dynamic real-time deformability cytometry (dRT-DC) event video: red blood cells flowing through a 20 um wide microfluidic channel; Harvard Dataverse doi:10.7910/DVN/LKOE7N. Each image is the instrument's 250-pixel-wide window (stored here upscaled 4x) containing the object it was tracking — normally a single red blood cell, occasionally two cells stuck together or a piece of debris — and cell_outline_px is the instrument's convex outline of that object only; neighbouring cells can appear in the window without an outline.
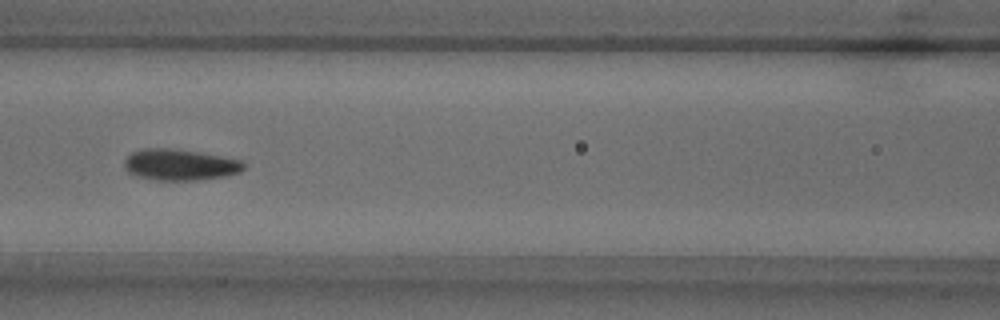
{"species": "common noctule bat (a hibernating species)", "species_latin": "Nyctalus noctula", "temperature_condition": "warm", "stored_images_in_passage": 52, "camera_frame_rate_fps": 3000, "um_per_image_px": 0.085, "animal": {"sex": "male", "body_mass_g": 18.8}, "frame": {"image": 1, "passage_image": 22, "time_ms": 7.0, "image_size_px": [1000, 320], "cell_outline_px": [[244, 168], [240, 172], [224, 176], [196, 180], [156, 180], [136, 176], [128, 172], [124, 168], [124, 160], [132, 152], [144, 148], [176, 148], [200, 152], [240, 160], [244, 164]], "centroid_in_image_um": [15.25, 13.99], "position_along_channel_um": 151.3, "area_um2": 21.73}}
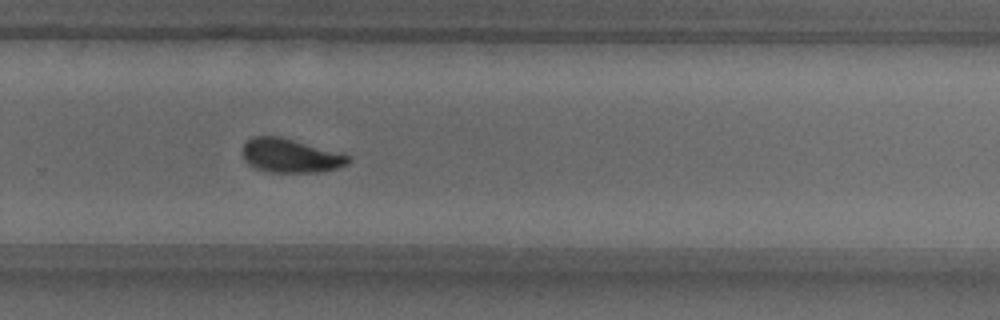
{"frame": {"image": 2, "passage_image": 34, "time_ms": 11.0, "image_size_px": [1000, 320], "cell_outline_px": [[352, 160], [348, 164], [336, 168], [320, 172], [268, 172], [256, 168], [248, 164], [244, 160], [240, 152], [240, 148], [252, 136], [280, 136], [340, 152], [352, 156]], "centroid_in_image_um": [24.68, 13.22], "position_along_channel_um": 305.1, "area_um2": 21.27}}
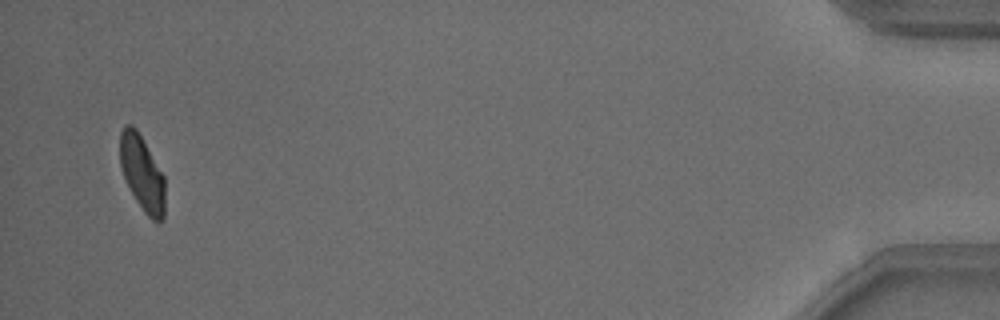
{"frame": {"image": 3, "passage_image": 50, "time_ms": 16.333, "image_size_px": [1000, 320], "cell_outline_px": [[164, 216], [160, 224], [152, 220], [144, 212], [136, 200], [124, 176], [120, 164], [120, 132], [124, 124], [132, 124], [136, 128], [164, 176]], "centroid_in_image_um": [12.08, 14.72], "position_along_channel_um": 423.1, "area_um2": 19.54}, "authors_computed_cell_mechanics": {"area_um2": 20.808, "velocity_mm_per_s": 3.8586, "shape_relaxation_time_tau1_ms": 3.5034, "shape_relaxation_time_tau2_ms": 1.9333, "deformation_change_tau1": 0.1262, "deformation_change_tau2": 0.0741}}